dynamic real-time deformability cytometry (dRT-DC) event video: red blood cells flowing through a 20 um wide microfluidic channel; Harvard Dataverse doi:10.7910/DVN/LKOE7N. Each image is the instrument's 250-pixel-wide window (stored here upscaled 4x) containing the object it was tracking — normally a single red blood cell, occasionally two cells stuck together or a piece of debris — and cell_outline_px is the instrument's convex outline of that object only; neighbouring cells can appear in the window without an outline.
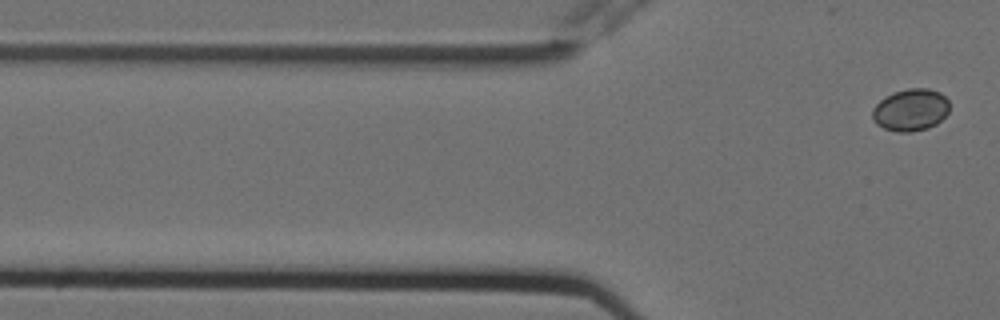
{"species": "Egyptian fruit bat (a non-hibernating species)", "species_latin": "Rousettus aegyptiacus", "temperature_condition": "cold", "stored_images_in_passage": 4, "camera_frame_rate_fps": 3000, "um_per_image_px": 0.085, "animal": {"sex": "female"}, "frame": {"image": 1, "passage_image": 4, "time_ms": 1.0, "image_size_px": [1000, 320], "cell_outline_px": [[948, 112], [936, 124], [928, 128], [912, 132], [896, 132], [884, 128], [876, 124], [872, 116], [872, 108], [884, 96], [892, 92], [908, 88], [928, 88], [940, 92], [948, 100]], "centroid_in_image_um": [77.38, 9.33], "position_along_channel_um": 48.4, "area_um2": 19.07}}